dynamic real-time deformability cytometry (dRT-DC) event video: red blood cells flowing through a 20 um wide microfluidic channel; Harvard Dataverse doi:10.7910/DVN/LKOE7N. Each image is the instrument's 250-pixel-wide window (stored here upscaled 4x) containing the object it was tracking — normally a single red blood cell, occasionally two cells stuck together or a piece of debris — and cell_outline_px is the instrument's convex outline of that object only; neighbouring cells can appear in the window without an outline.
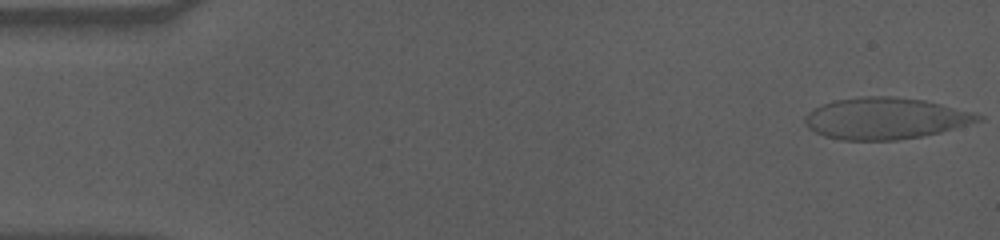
{"species": "human", "species_latin": "Homo sapiens", "temperature_condition": "cold", "stored_images_in_passage": 56, "camera_frame_rate_fps": 3000, "um_per_image_px": 0.085, "donor": {"sex": "male"}, "frame": {"image": 1, "passage_image": 1, "time_ms": 0.0, "image_size_px": [1000, 240], "cell_outline_px": [[984, 120], [940, 132], [920, 136], [896, 140], [840, 140], [824, 136], [808, 128], [804, 120], [804, 116], [808, 112], [824, 104], [836, 100], [860, 96], [892, 96], [924, 100], [972, 112], [984, 116]], "centroid_in_image_um": [75.25, 10.06], "position_along_channel_um": 9.8, "area_um2": 41.67}}
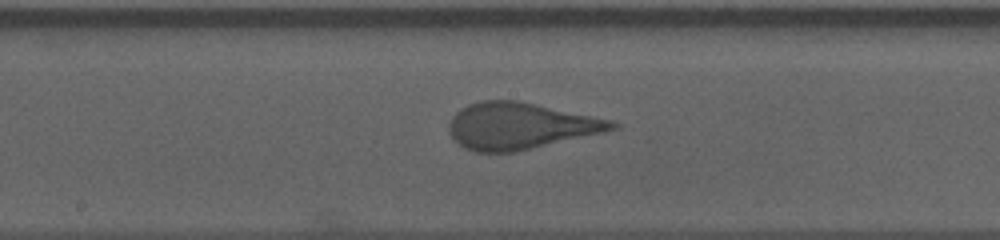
{"frame": {"image": 2, "passage_image": 29, "time_ms": 9.333, "image_size_px": [1000, 240], "cell_outline_px": [[620, 128], [604, 132], [516, 152], [476, 152], [464, 148], [448, 132], [448, 124], [452, 116], [460, 108], [468, 104], [480, 100], [520, 100], [612, 120], [620, 124]], "centroid_in_image_um": [44.21, 10.69], "position_along_channel_um": 204.0, "area_um2": 44.45}}
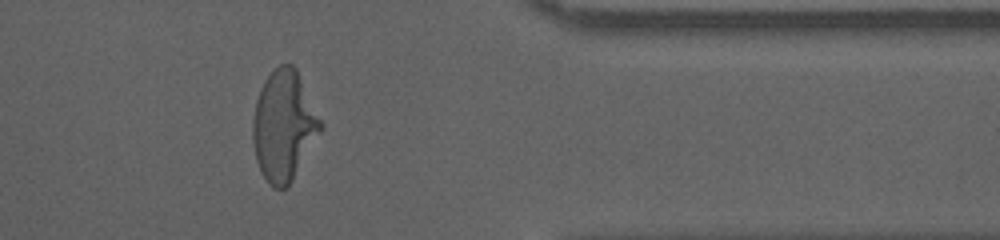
{"frame": {"image": 3, "passage_image": 46, "time_ms": 15.0, "image_size_px": [1000, 240], "cell_outline_px": [[324, 128], [288, 188], [272, 188], [268, 184], [256, 160], [252, 140], [252, 120], [256, 100], [260, 88], [264, 80], [280, 64], [292, 64], [296, 68], [324, 124]], "centroid_in_image_um": [24.14, 10.71], "position_along_channel_um": 387.3, "area_um2": 43.93}, "authors_computed_cell_mechanics": {"area_um2": 43.35, "velocity_mm_per_s": 3.5436, "shape_relaxation_time_tau1_ms": 7.746, "shape_relaxation_time_tau2_ms": null, "deformation_change_tau1": 0.2403, "deformation_change_tau2": null}}